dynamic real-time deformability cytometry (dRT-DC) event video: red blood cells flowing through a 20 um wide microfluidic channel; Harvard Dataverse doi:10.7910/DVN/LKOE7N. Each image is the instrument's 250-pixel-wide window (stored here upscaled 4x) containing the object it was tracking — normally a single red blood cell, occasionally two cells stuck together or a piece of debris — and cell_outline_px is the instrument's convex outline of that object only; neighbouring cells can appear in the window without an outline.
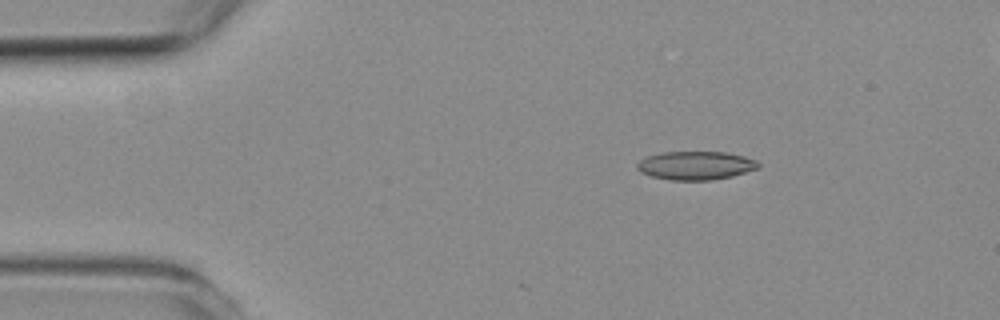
{"species": "common noctule bat (a hibernating species)", "species_latin": "Nyctalus noctula", "temperature_condition": "room temperature", "stored_images_in_passage": 4, "segment_of_instrument_passage": [1, 2], "camera_frame_rate_fps": 3000, "um_per_image_px": 0.085, "animal": {"sex": "female", "body_mass_g": 19.3, "forearm_length_mm": 54.1}, "frame": {"image": 1, "passage_image": 2, "time_ms": 1.667, "image_size_px": [1000, 320], "cell_outline_px": [[760, 168], [732, 176], [712, 180], [672, 180], [652, 176], [640, 172], [636, 168], [636, 164], [640, 160], [648, 156], [660, 152], [728, 152], [744, 156], [756, 160], [760, 164]], "centroid_in_image_um": [59.15, 14.06], "position_along_channel_um": 25.9, "area_um2": 20.23}}